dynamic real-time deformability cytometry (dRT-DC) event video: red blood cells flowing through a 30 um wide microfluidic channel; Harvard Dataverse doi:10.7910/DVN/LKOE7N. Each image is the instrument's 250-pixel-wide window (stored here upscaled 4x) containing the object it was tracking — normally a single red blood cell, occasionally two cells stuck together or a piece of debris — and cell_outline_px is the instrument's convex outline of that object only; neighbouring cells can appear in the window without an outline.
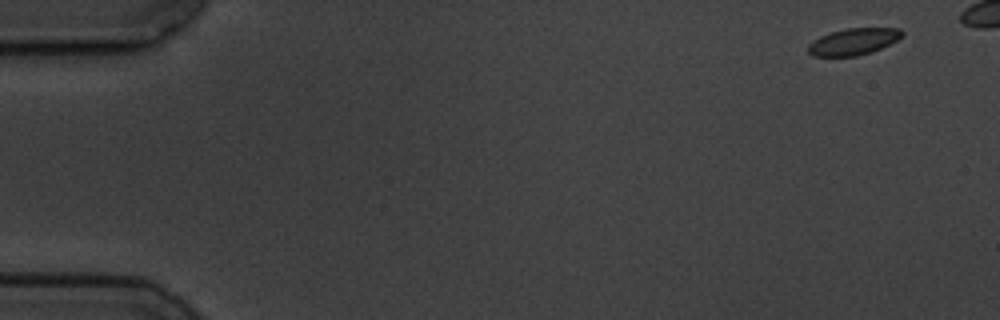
{"species": "common noctule bat (a hibernating species)", "species_latin": "Nyctalus noctula", "temperature_condition": "cold", "stored_images_in_passage": 3, "camera_frame_rate_fps": 3000, "um_per_image_px": 0.085, "animal": {"sex": "male", "body_mass_g": 19.5, "forearm_length_mm": 54.6}, "frame": {"image": 1, "passage_image": 1, "time_ms": 0.0, "image_size_px": [1000, 320], "cell_outline_px": [[904, 36], [872, 52], [856, 56], [812, 56], [808, 52], [808, 44], [820, 36], [832, 32], [848, 28], [900, 28], [904, 32]], "centroid_in_image_um": [72.55, 3.54], "position_along_channel_um": 12.5, "area_um2": 14.51}}